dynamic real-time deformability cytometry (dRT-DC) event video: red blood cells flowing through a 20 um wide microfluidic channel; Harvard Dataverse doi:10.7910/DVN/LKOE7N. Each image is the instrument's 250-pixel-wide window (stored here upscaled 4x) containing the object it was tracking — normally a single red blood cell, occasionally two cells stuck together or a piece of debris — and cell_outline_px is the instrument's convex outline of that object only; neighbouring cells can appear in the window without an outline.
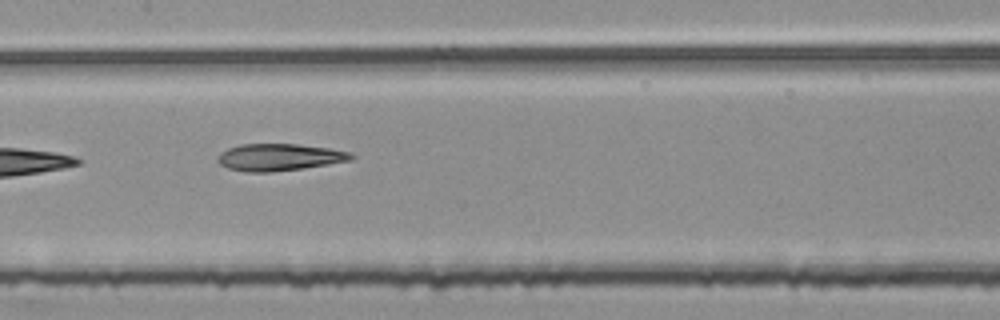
{"species": "common noctule bat (a hibernating species)", "species_latin": "Nyctalus noctula", "temperature_condition": "room temperature", "stored_images_in_passage": 7, "camera_frame_rate_fps": 3000, "um_per_image_px": 0.085, "animal": {"sex": "female", "body_mass_g": 25.1}, "frame": {"image": 1, "passage_image": 6, "time_ms": 1.667, "image_size_px": [1000, 320], "cell_outline_px": [[356, 156], [352, 160], [304, 168], [268, 172], [244, 172], [228, 168], [220, 164], [216, 160], [216, 156], [220, 152], [228, 148], [240, 144], [296, 144], [328, 148], [352, 152]], "centroid_in_image_um": [23.72, 13.36], "position_along_channel_um": 183.7, "area_um2": 21.15}}
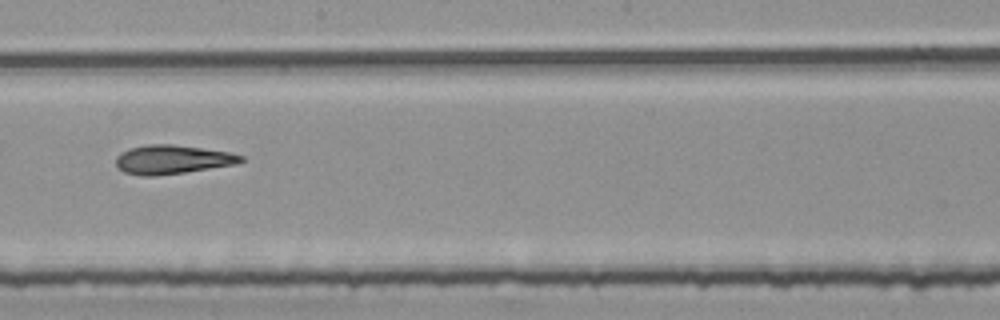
{"frame": {"image": 2, "passage_image": 7, "time_ms": 2.0, "image_size_px": [1000, 320], "cell_outline_px": [[244, 160], [236, 164], [184, 172], [156, 176], [140, 176], [124, 172], [116, 164], [116, 156], [120, 152], [128, 148], [148, 144], [172, 144], [228, 152], [244, 156]], "centroid_in_image_um": [14.6, 13.56], "position_along_channel_um": 233.6, "area_um2": 20.98}}